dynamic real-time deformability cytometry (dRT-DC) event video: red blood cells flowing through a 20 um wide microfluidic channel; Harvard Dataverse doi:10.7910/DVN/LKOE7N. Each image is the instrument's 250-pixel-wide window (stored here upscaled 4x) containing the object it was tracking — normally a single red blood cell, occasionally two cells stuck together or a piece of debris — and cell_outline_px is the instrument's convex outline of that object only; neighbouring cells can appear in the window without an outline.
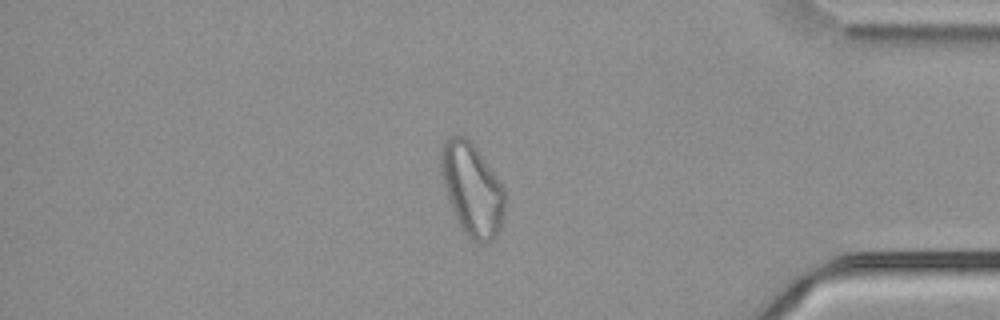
{"species": "common noctule bat (a hibernating species)", "species_latin": "Nyctalus noctula", "temperature_condition": "cold", "stored_images_in_passage": 56, "camera_frame_rate_fps": 3000, "um_per_image_px": 0.085, "animal": {"sex": "male", "body_mass_g": 21.5, "forearm_length_mm": 52.0}, "frame": {"image": 1, "passage_image": 48, "time_ms": 15.667, "image_size_px": [1000, 320], "cell_outline_px": [[504, 216], [500, 228], [496, 236], [492, 240], [484, 244], [480, 244], [472, 240], [460, 228], [452, 212], [448, 200], [440, 172], [440, 148], [448, 136], [456, 132], [472, 140], [504, 188]], "centroid_in_image_um": [40.09, 16.06], "position_along_channel_um": 395.1, "area_um2": 35.14}}